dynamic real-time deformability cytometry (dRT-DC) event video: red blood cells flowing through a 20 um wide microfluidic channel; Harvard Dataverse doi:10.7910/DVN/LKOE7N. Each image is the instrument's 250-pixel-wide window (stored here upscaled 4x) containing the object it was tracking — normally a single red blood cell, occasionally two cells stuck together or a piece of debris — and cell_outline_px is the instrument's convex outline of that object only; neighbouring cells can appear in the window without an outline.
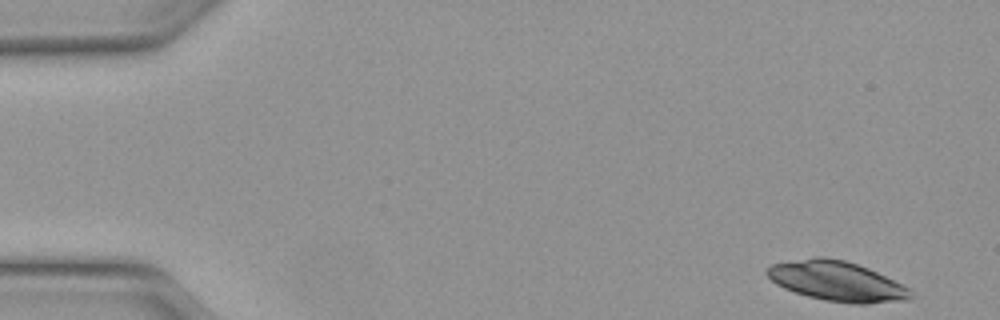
{"species": "Egyptian fruit bat (a non-hibernating species)", "species_latin": "Rousettus aegyptiacus", "temperature_condition": "warm", "stored_images_in_passage": 7, "camera_frame_rate_fps": 3000, "um_per_image_px": 0.085, "animal": {"sex": "female"}, "frame": {"image": 1, "passage_image": 1, "time_ms": 0.0, "image_size_px": [1000, 320], "cell_outline_px": [[912, 296], [908, 300], [868, 304], [852, 304], [824, 300], [808, 296], [784, 288], [776, 284], [764, 272], [772, 264], [816, 256], [824, 256], [844, 260], [868, 268], [908, 288], [912, 292]], "centroid_in_image_um": [71.12, 23.9], "position_along_channel_um": 13.9, "area_um2": 33.12}}